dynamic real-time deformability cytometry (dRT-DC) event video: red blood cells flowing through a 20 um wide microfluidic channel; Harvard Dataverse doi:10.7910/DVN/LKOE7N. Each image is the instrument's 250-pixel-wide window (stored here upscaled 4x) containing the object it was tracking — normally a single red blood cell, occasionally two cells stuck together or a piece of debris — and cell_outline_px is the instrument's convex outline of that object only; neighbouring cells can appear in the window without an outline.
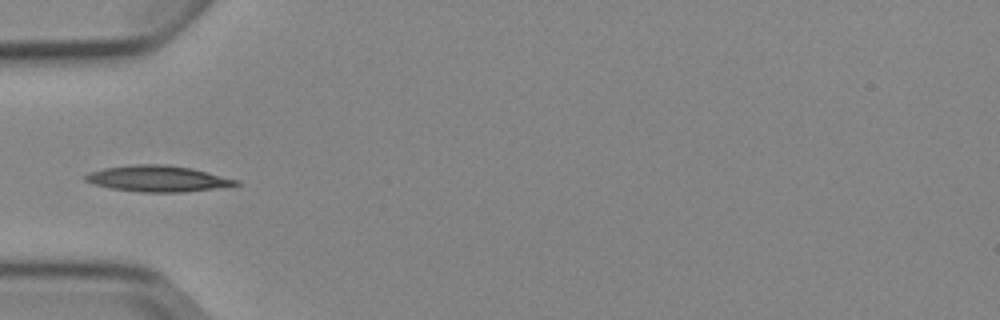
{"species": "Egyptian fruit bat (a non-hibernating species)", "species_latin": "Rousettus aegyptiacus", "temperature_condition": "cold", "stored_images_in_passage": 6, "camera_frame_rate_fps": 3000, "um_per_image_px": 0.085, "animal": {"sex": "female"}, "frame": {"image": 1, "passage_image": 5, "time_ms": 5.0, "image_size_px": [1000, 320], "cell_outline_px": [[240, 184], [232, 188], [180, 192], [140, 192], [112, 188], [92, 184], [84, 180], [84, 176], [88, 172], [104, 168], [132, 164], [164, 164], [192, 168], [240, 180]], "centroid_in_image_um": [13.49, 15.19], "position_along_channel_um": 71.5, "area_um2": 23.35}}
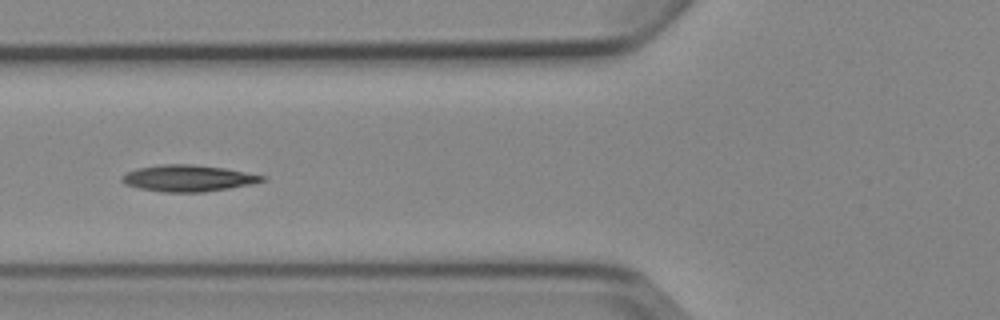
{"frame": {"image": 2, "passage_image": 6, "time_ms": 6.0, "image_size_px": [1000, 320], "cell_outline_px": [[268, 180], [252, 184], [204, 192], [160, 192], [140, 188], [124, 184], [120, 180], [120, 176], [136, 168], [164, 164], [192, 164], [224, 168], [268, 176]], "centroid_in_image_um": [16.0, 15.15], "position_along_channel_um": 109.8, "area_um2": 21.79}}